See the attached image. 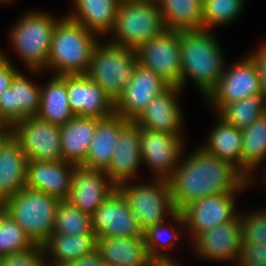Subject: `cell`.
I'll list each match as a JSON object with an SVG mask.
<instances>
[{
    "instance_id": "7c38bea8",
    "label": "cell",
    "mask_w": 266,
    "mask_h": 266,
    "mask_svg": "<svg viewBox=\"0 0 266 266\" xmlns=\"http://www.w3.org/2000/svg\"><path fill=\"white\" fill-rule=\"evenodd\" d=\"M233 67L224 69L217 86L206 97L214 109L251 96L262 94L257 65L248 55Z\"/></svg>"
},
{
    "instance_id": "4dcf8cb0",
    "label": "cell",
    "mask_w": 266,
    "mask_h": 266,
    "mask_svg": "<svg viewBox=\"0 0 266 266\" xmlns=\"http://www.w3.org/2000/svg\"><path fill=\"white\" fill-rule=\"evenodd\" d=\"M166 30L203 29L202 0H158Z\"/></svg>"
},
{
    "instance_id": "603a6c76",
    "label": "cell",
    "mask_w": 266,
    "mask_h": 266,
    "mask_svg": "<svg viewBox=\"0 0 266 266\" xmlns=\"http://www.w3.org/2000/svg\"><path fill=\"white\" fill-rule=\"evenodd\" d=\"M130 122L116 114L100 119L95 128V134L90 142L83 167L106 171L113 159L122 129Z\"/></svg>"
},
{
    "instance_id": "f546056e",
    "label": "cell",
    "mask_w": 266,
    "mask_h": 266,
    "mask_svg": "<svg viewBox=\"0 0 266 266\" xmlns=\"http://www.w3.org/2000/svg\"><path fill=\"white\" fill-rule=\"evenodd\" d=\"M218 118L219 123L210 132L208 142L202 148L219 159L229 161L242 172V130Z\"/></svg>"
},
{
    "instance_id": "d6986e66",
    "label": "cell",
    "mask_w": 266,
    "mask_h": 266,
    "mask_svg": "<svg viewBox=\"0 0 266 266\" xmlns=\"http://www.w3.org/2000/svg\"><path fill=\"white\" fill-rule=\"evenodd\" d=\"M76 165L67 161H28L26 188L45 193L60 201L69 197Z\"/></svg>"
},
{
    "instance_id": "e0dca14e",
    "label": "cell",
    "mask_w": 266,
    "mask_h": 266,
    "mask_svg": "<svg viewBox=\"0 0 266 266\" xmlns=\"http://www.w3.org/2000/svg\"><path fill=\"white\" fill-rule=\"evenodd\" d=\"M116 189L105 171L76 166L67 201L92 216Z\"/></svg>"
},
{
    "instance_id": "7dc6e473",
    "label": "cell",
    "mask_w": 266,
    "mask_h": 266,
    "mask_svg": "<svg viewBox=\"0 0 266 266\" xmlns=\"http://www.w3.org/2000/svg\"><path fill=\"white\" fill-rule=\"evenodd\" d=\"M120 1L157 2L158 0H120Z\"/></svg>"
},
{
    "instance_id": "836d02e7",
    "label": "cell",
    "mask_w": 266,
    "mask_h": 266,
    "mask_svg": "<svg viewBox=\"0 0 266 266\" xmlns=\"http://www.w3.org/2000/svg\"><path fill=\"white\" fill-rule=\"evenodd\" d=\"M53 233L66 235L95 234L92 227V217L80 211L67 200L59 201Z\"/></svg>"
},
{
    "instance_id": "bcb514c9",
    "label": "cell",
    "mask_w": 266,
    "mask_h": 266,
    "mask_svg": "<svg viewBox=\"0 0 266 266\" xmlns=\"http://www.w3.org/2000/svg\"><path fill=\"white\" fill-rule=\"evenodd\" d=\"M0 128H12V125L6 123V121L0 115Z\"/></svg>"
},
{
    "instance_id": "ffe728a7",
    "label": "cell",
    "mask_w": 266,
    "mask_h": 266,
    "mask_svg": "<svg viewBox=\"0 0 266 266\" xmlns=\"http://www.w3.org/2000/svg\"><path fill=\"white\" fill-rule=\"evenodd\" d=\"M41 86L29 81L20 71L10 88L0 96V115L10 125L36 116L40 110Z\"/></svg>"
},
{
    "instance_id": "60d3db41",
    "label": "cell",
    "mask_w": 266,
    "mask_h": 266,
    "mask_svg": "<svg viewBox=\"0 0 266 266\" xmlns=\"http://www.w3.org/2000/svg\"><path fill=\"white\" fill-rule=\"evenodd\" d=\"M19 71L0 51V96L10 88L12 79Z\"/></svg>"
},
{
    "instance_id": "4316f807",
    "label": "cell",
    "mask_w": 266,
    "mask_h": 266,
    "mask_svg": "<svg viewBox=\"0 0 266 266\" xmlns=\"http://www.w3.org/2000/svg\"><path fill=\"white\" fill-rule=\"evenodd\" d=\"M42 247L45 255L48 252L54 257L53 263L45 258L46 266H66L70 262L93 254L97 248V237L95 234L66 235L52 233Z\"/></svg>"
},
{
    "instance_id": "b9f144b4",
    "label": "cell",
    "mask_w": 266,
    "mask_h": 266,
    "mask_svg": "<svg viewBox=\"0 0 266 266\" xmlns=\"http://www.w3.org/2000/svg\"><path fill=\"white\" fill-rule=\"evenodd\" d=\"M249 56L253 59L257 65L260 77L261 91L266 99V43L261 45L258 50Z\"/></svg>"
},
{
    "instance_id": "ee69618b",
    "label": "cell",
    "mask_w": 266,
    "mask_h": 266,
    "mask_svg": "<svg viewBox=\"0 0 266 266\" xmlns=\"http://www.w3.org/2000/svg\"><path fill=\"white\" fill-rule=\"evenodd\" d=\"M146 266H180L169 256L149 257Z\"/></svg>"
},
{
    "instance_id": "277c9868",
    "label": "cell",
    "mask_w": 266,
    "mask_h": 266,
    "mask_svg": "<svg viewBox=\"0 0 266 266\" xmlns=\"http://www.w3.org/2000/svg\"><path fill=\"white\" fill-rule=\"evenodd\" d=\"M59 201L55 197L25 187L0 207L24 230L35 245L42 246L53 233Z\"/></svg>"
},
{
    "instance_id": "ab89813d",
    "label": "cell",
    "mask_w": 266,
    "mask_h": 266,
    "mask_svg": "<svg viewBox=\"0 0 266 266\" xmlns=\"http://www.w3.org/2000/svg\"><path fill=\"white\" fill-rule=\"evenodd\" d=\"M235 266H266V243L243 242Z\"/></svg>"
},
{
    "instance_id": "7a4b0ae2",
    "label": "cell",
    "mask_w": 266,
    "mask_h": 266,
    "mask_svg": "<svg viewBox=\"0 0 266 266\" xmlns=\"http://www.w3.org/2000/svg\"><path fill=\"white\" fill-rule=\"evenodd\" d=\"M219 45L208 29L180 31L181 89L187 78L197 84L204 97L217 86L225 69Z\"/></svg>"
},
{
    "instance_id": "e575fe53",
    "label": "cell",
    "mask_w": 266,
    "mask_h": 266,
    "mask_svg": "<svg viewBox=\"0 0 266 266\" xmlns=\"http://www.w3.org/2000/svg\"><path fill=\"white\" fill-rule=\"evenodd\" d=\"M34 246L24 230L0 207V256Z\"/></svg>"
},
{
    "instance_id": "c3c4849f",
    "label": "cell",
    "mask_w": 266,
    "mask_h": 266,
    "mask_svg": "<svg viewBox=\"0 0 266 266\" xmlns=\"http://www.w3.org/2000/svg\"><path fill=\"white\" fill-rule=\"evenodd\" d=\"M9 1H11V0H0V2H5V3L6 2L8 3Z\"/></svg>"
},
{
    "instance_id": "2e32d148",
    "label": "cell",
    "mask_w": 266,
    "mask_h": 266,
    "mask_svg": "<svg viewBox=\"0 0 266 266\" xmlns=\"http://www.w3.org/2000/svg\"><path fill=\"white\" fill-rule=\"evenodd\" d=\"M67 98L75 116L109 118L115 102L87 74L67 75Z\"/></svg>"
},
{
    "instance_id": "681fc988",
    "label": "cell",
    "mask_w": 266,
    "mask_h": 266,
    "mask_svg": "<svg viewBox=\"0 0 266 266\" xmlns=\"http://www.w3.org/2000/svg\"><path fill=\"white\" fill-rule=\"evenodd\" d=\"M265 175H266V168H265ZM264 179H265L264 181L266 182V176L264 177Z\"/></svg>"
},
{
    "instance_id": "8fae6325",
    "label": "cell",
    "mask_w": 266,
    "mask_h": 266,
    "mask_svg": "<svg viewBox=\"0 0 266 266\" xmlns=\"http://www.w3.org/2000/svg\"><path fill=\"white\" fill-rule=\"evenodd\" d=\"M138 63L160 76L170 87L181 82L180 31L164 30L137 49Z\"/></svg>"
},
{
    "instance_id": "cb8c5ba5",
    "label": "cell",
    "mask_w": 266,
    "mask_h": 266,
    "mask_svg": "<svg viewBox=\"0 0 266 266\" xmlns=\"http://www.w3.org/2000/svg\"><path fill=\"white\" fill-rule=\"evenodd\" d=\"M27 158L12 136L0 149V206L26 187Z\"/></svg>"
},
{
    "instance_id": "30bf717a",
    "label": "cell",
    "mask_w": 266,
    "mask_h": 266,
    "mask_svg": "<svg viewBox=\"0 0 266 266\" xmlns=\"http://www.w3.org/2000/svg\"><path fill=\"white\" fill-rule=\"evenodd\" d=\"M13 137L19 142L27 161H63L60 126L30 116L12 126Z\"/></svg>"
},
{
    "instance_id": "f35d334b",
    "label": "cell",
    "mask_w": 266,
    "mask_h": 266,
    "mask_svg": "<svg viewBox=\"0 0 266 266\" xmlns=\"http://www.w3.org/2000/svg\"><path fill=\"white\" fill-rule=\"evenodd\" d=\"M43 247L35 245L24 251L0 256V266H46Z\"/></svg>"
},
{
    "instance_id": "83f0119b",
    "label": "cell",
    "mask_w": 266,
    "mask_h": 266,
    "mask_svg": "<svg viewBox=\"0 0 266 266\" xmlns=\"http://www.w3.org/2000/svg\"><path fill=\"white\" fill-rule=\"evenodd\" d=\"M76 12L67 17L97 35L113 31L120 0H74Z\"/></svg>"
},
{
    "instance_id": "1f68e13d",
    "label": "cell",
    "mask_w": 266,
    "mask_h": 266,
    "mask_svg": "<svg viewBox=\"0 0 266 266\" xmlns=\"http://www.w3.org/2000/svg\"><path fill=\"white\" fill-rule=\"evenodd\" d=\"M242 143V173L251 185V171L266 158V112L242 129Z\"/></svg>"
},
{
    "instance_id": "52a82bcc",
    "label": "cell",
    "mask_w": 266,
    "mask_h": 266,
    "mask_svg": "<svg viewBox=\"0 0 266 266\" xmlns=\"http://www.w3.org/2000/svg\"><path fill=\"white\" fill-rule=\"evenodd\" d=\"M165 29L157 2L120 1L116 23L109 41L121 47L138 49Z\"/></svg>"
},
{
    "instance_id": "74e56055",
    "label": "cell",
    "mask_w": 266,
    "mask_h": 266,
    "mask_svg": "<svg viewBox=\"0 0 266 266\" xmlns=\"http://www.w3.org/2000/svg\"><path fill=\"white\" fill-rule=\"evenodd\" d=\"M241 216L242 242L266 243V209Z\"/></svg>"
},
{
    "instance_id": "8d00e7d4",
    "label": "cell",
    "mask_w": 266,
    "mask_h": 266,
    "mask_svg": "<svg viewBox=\"0 0 266 266\" xmlns=\"http://www.w3.org/2000/svg\"><path fill=\"white\" fill-rule=\"evenodd\" d=\"M163 227H165L164 221L157 225L150 226L143 231L144 243L149 257L169 256L163 253L159 248L166 247L169 249L173 247L171 245H173L175 239L179 236V233L174 230L173 225L170 227V231H165Z\"/></svg>"
},
{
    "instance_id": "8992f818",
    "label": "cell",
    "mask_w": 266,
    "mask_h": 266,
    "mask_svg": "<svg viewBox=\"0 0 266 266\" xmlns=\"http://www.w3.org/2000/svg\"><path fill=\"white\" fill-rule=\"evenodd\" d=\"M59 20L48 13L31 11L11 29V44L30 71L38 74L47 68L52 35Z\"/></svg>"
},
{
    "instance_id": "f6af8a7d",
    "label": "cell",
    "mask_w": 266,
    "mask_h": 266,
    "mask_svg": "<svg viewBox=\"0 0 266 266\" xmlns=\"http://www.w3.org/2000/svg\"><path fill=\"white\" fill-rule=\"evenodd\" d=\"M13 136V128H0V149Z\"/></svg>"
},
{
    "instance_id": "9a60e30c",
    "label": "cell",
    "mask_w": 266,
    "mask_h": 266,
    "mask_svg": "<svg viewBox=\"0 0 266 266\" xmlns=\"http://www.w3.org/2000/svg\"><path fill=\"white\" fill-rule=\"evenodd\" d=\"M97 238L143 237L126 198L116 189L91 216Z\"/></svg>"
},
{
    "instance_id": "ac0fdd59",
    "label": "cell",
    "mask_w": 266,
    "mask_h": 266,
    "mask_svg": "<svg viewBox=\"0 0 266 266\" xmlns=\"http://www.w3.org/2000/svg\"><path fill=\"white\" fill-rule=\"evenodd\" d=\"M240 215L214 229L198 233L192 240L194 251L200 257L213 261H232L240 256L242 246Z\"/></svg>"
},
{
    "instance_id": "3957f363",
    "label": "cell",
    "mask_w": 266,
    "mask_h": 266,
    "mask_svg": "<svg viewBox=\"0 0 266 266\" xmlns=\"http://www.w3.org/2000/svg\"><path fill=\"white\" fill-rule=\"evenodd\" d=\"M98 35L67 16L56 24L50 45L47 68L58 76L87 74Z\"/></svg>"
},
{
    "instance_id": "7402d4cb",
    "label": "cell",
    "mask_w": 266,
    "mask_h": 266,
    "mask_svg": "<svg viewBox=\"0 0 266 266\" xmlns=\"http://www.w3.org/2000/svg\"><path fill=\"white\" fill-rule=\"evenodd\" d=\"M140 144V127L130 121L122 129L112 162L105 171L116 187L121 183L130 182L139 169L142 163Z\"/></svg>"
},
{
    "instance_id": "7bdbcfd3",
    "label": "cell",
    "mask_w": 266,
    "mask_h": 266,
    "mask_svg": "<svg viewBox=\"0 0 266 266\" xmlns=\"http://www.w3.org/2000/svg\"><path fill=\"white\" fill-rule=\"evenodd\" d=\"M66 266H107L100 254L95 251L93 254L84 256L77 261L70 262Z\"/></svg>"
},
{
    "instance_id": "d590c367",
    "label": "cell",
    "mask_w": 266,
    "mask_h": 266,
    "mask_svg": "<svg viewBox=\"0 0 266 266\" xmlns=\"http://www.w3.org/2000/svg\"><path fill=\"white\" fill-rule=\"evenodd\" d=\"M245 0H202L203 28L227 24L237 18Z\"/></svg>"
},
{
    "instance_id": "f1b7e54d",
    "label": "cell",
    "mask_w": 266,
    "mask_h": 266,
    "mask_svg": "<svg viewBox=\"0 0 266 266\" xmlns=\"http://www.w3.org/2000/svg\"><path fill=\"white\" fill-rule=\"evenodd\" d=\"M37 116L58 126L65 125L75 116L67 98V75H53L47 85L41 88L40 110Z\"/></svg>"
},
{
    "instance_id": "44dd1931",
    "label": "cell",
    "mask_w": 266,
    "mask_h": 266,
    "mask_svg": "<svg viewBox=\"0 0 266 266\" xmlns=\"http://www.w3.org/2000/svg\"><path fill=\"white\" fill-rule=\"evenodd\" d=\"M181 90L179 87H169L162 94L154 97L134 122L141 128L181 136L183 117L177 100Z\"/></svg>"
},
{
    "instance_id": "5bb4252c",
    "label": "cell",
    "mask_w": 266,
    "mask_h": 266,
    "mask_svg": "<svg viewBox=\"0 0 266 266\" xmlns=\"http://www.w3.org/2000/svg\"><path fill=\"white\" fill-rule=\"evenodd\" d=\"M169 87L154 71L137 63L132 79L115 101V114L134 121L154 97L159 96Z\"/></svg>"
},
{
    "instance_id": "ba28073f",
    "label": "cell",
    "mask_w": 266,
    "mask_h": 266,
    "mask_svg": "<svg viewBox=\"0 0 266 266\" xmlns=\"http://www.w3.org/2000/svg\"><path fill=\"white\" fill-rule=\"evenodd\" d=\"M154 180V183L144 185H132L129 182H124L117 187L126 198L142 231L150 226L165 222L164 219L167 214L172 217L176 212L168 180Z\"/></svg>"
},
{
    "instance_id": "4fadbf2b",
    "label": "cell",
    "mask_w": 266,
    "mask_h": 266,
    "mask_svg": "<svg viewBox=\"0 0 266 266\" xmlns=\"http://www.w3.org/2000/svg\"><path fill=\"white\" fill-rule=\"evenodd\" d=\"M183 137L140 127L142 163H146L156 179L168 180L176 170L183 153Z\"/></svg>"
},
{
    "instance_id": "5b68a950",
    "label": "cell",
    "mask_w": 266,
    "mask_h": 266,
    "mask_svg": "<svg viewBox=\"0 0 266 266\" xmlns=\"http://www.w3.org/2000/svg\"><path fill=\"white\" fill-rule=\"evenodd\" d=\"M102 45H95L87 75L115 102L132 79L138 63L137 50L110 42Z\"/></svg>"
},
{
    "instance_id": "9c48e42d",
    "label": "cell",
    "mask_w": 266,
    "mask_h": 266,
    "mask_svg": "<svg viewBox=\"0 0 266 266\" xmlns=\"http://www.w3.org/2000/svg\"><path fill=\"white\" fill-rule=\"evenodd\" d=\"M235 194L237 192L202 197L176 211L171 218L176 225L179 223L178 225L183 226L181 228L186 226L193 239L198 233L214 229L238 216L235 210Z\"/></svg>"
},
{
    "instance_id": "484cf974",
    "label": "cell",
    "mask_w": 266,
    "mask_h": 266,
    "mask_svg": "<svg viewBox=\"0 0 266 266\" xmlns=\"http://www.w3.org/2000/svg\"><path fill=\"white\" fill-rule=\"evenodd\" d=\"M96 251L107 266H146L149 259L143 237L97 238Z\"/></svg>"
},
{
    "instance_id": "6da1fadb",
    "label": "cell",
    "mask_w": 266,
    "mask_h": 266,
    "mask_svg": "<svg viewBox=\"0 0 266 266\" xmlns=\"http://www.w3.org/2000/svg\"><path fill=\"white\" fill-rule=\"evenodd\" d=\"M198 148L181 158L168 179L176 211L202 197L238 192L249 186L248 178L232 163Z\"/></svg>"
},
{
    "instance_id": "d6a6232c",
    "label": "cell",
    "mask_w": 266,
    "mask_h": 266,
    "mask_svg": "<svg viewBox=\"0 0 266 266\" xmlns=\"http://www.w3.org/2000/svg\"><path fill=\"white\" fill-rule=\"evenodd\" d=\"M218 117L238 129L250 126L266 112V99L257 94L230 104H223L218 109Z\"/></svg>"
},
{
    "instance_id": "d4e9b609",
    "label": "cell",
    "mask_w": 266,
    "mask_h": 266,
    "mask_svg": "<svg viewBox=\"0 0 266 266\" xmlns=\"http://www.w3.org/2000/svg\"><path fill=\"white\" fill-rule=\"evenodd\" d=\"M99 120L95 117L74 116L65 125L60 126L63 161L76 166L85 162Z\"/></svg>"
}]
</instances>
